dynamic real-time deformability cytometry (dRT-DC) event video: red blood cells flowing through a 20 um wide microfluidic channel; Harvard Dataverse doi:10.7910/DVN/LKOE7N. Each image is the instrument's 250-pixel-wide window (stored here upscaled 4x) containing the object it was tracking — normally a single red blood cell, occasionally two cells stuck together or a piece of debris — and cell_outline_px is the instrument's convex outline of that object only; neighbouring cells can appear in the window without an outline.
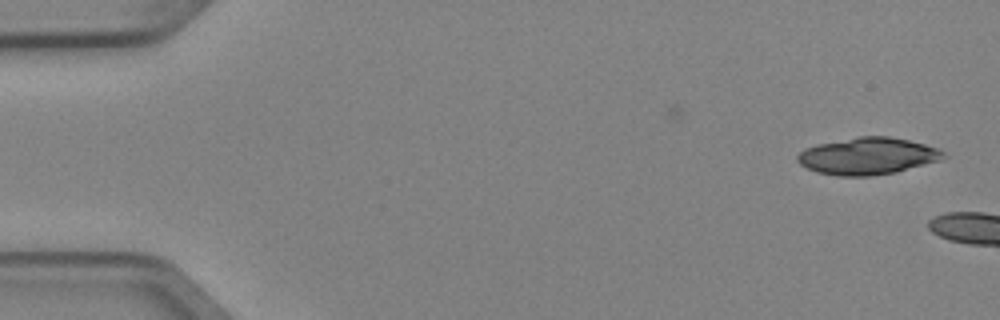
{"species": "Egyptian fruit bat (a non-hibernating species)", "species_latin": "Rousettus aegyptiacus", "temperature_condition": "cold", "stored_images_in_passage": 2, "camera_frame_rate_fps": 3000, "um_per_image_px": 0.085, "animal": {"sex": "female"}, "frame": {"image": 1, "passage_image": 2, "time_ms": 0.333, "image_size_px": [1000, 320], "cell_outline_px": [[948, 156], [940, 160], [896, 172], [868, 176], [840, 176], [816, 172], [800, 164], [796, 160], [796, 156], [804, 148], [816, 144], [860, 136], [888, 136], [908, 140], [924, 144], [936, 148], [944, 152]], "centroid_in_image_um": [73.73, 13.26], "position_along_channel_um": 11.3, "area_um2": 31.39}}